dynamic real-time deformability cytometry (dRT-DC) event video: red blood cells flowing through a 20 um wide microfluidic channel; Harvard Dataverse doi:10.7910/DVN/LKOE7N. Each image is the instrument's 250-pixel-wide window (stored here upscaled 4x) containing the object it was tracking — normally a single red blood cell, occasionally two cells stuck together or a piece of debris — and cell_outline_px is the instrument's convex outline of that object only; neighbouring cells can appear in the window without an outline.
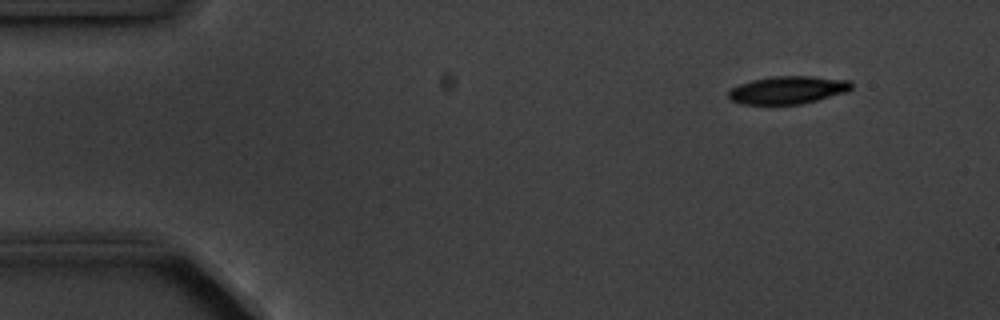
{"species": "common noctule bat (a hibernating species)", "species_latin": "Nyctalus noctula", "temperature_condition": "cold", "stored_images_in_passage": 6, "segment_of_instrument_passage": [1, 2], "camera_frame_rate_fps": 3000, "um_per_image_px": 0.085, "animal": {"sex": "male", "body_mass_g": 20.1, "forearm_length_mm": 53.5}, "frame": {"image": 1, "passage_image": 2, "time_ms": 1.333, "image_size_px": [1000, 320], "cell_outline_px": [[852, 88], [848, 92], [804, 104], [744, 104], [732, 100], [728, 96], [728, 92], [732, 88], [740, 84], [752, 80], [772, 76], [812, 76], [848, 80], [852, 84]], "centroid_in_image_um": [67.01, 7.65], "position_along_channel_um": 18.0, "area_um2": 19.94}}
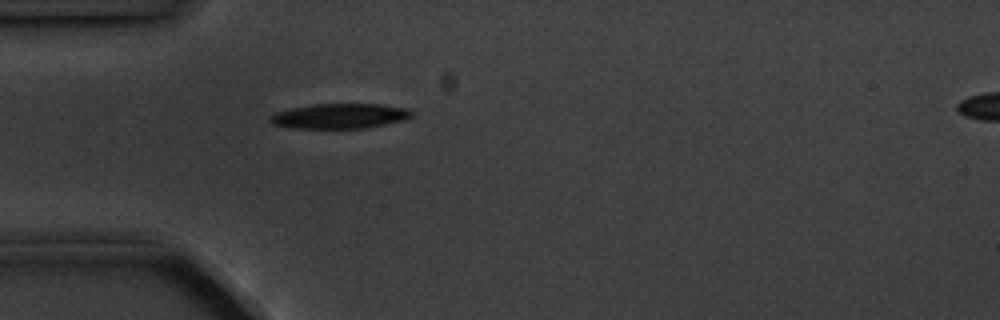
{"frame": {"image": 2, "passage_image": 5, "time_ms": 4.667, "image_size_px": [1000, 320], "cell_outline_px": [[412, 116], [404, 120], [364, 128], [292, 128], [272, 124], [268, 120], [268, 116], [276, 112], [292, 108], [316, 104], [380, 104], [408, 108], [412, 112]], "centroid_in_image_um": [28.85, 9.86], "position_along_channel_um": 56.1, "area_um2": 20.58}}